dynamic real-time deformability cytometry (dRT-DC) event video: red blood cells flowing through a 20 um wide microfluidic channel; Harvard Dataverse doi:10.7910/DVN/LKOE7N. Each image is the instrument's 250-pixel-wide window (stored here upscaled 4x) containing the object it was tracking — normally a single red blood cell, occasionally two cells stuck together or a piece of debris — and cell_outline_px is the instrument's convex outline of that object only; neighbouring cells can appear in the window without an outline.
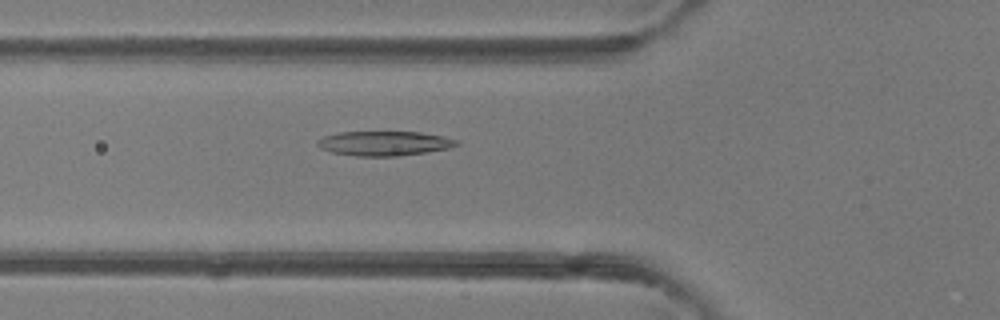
{"species": "common noctule bat (a hibernating species)", "species_latin": "Nyctalus noctula", "temperature_condition": "room temperature", "stored_images_in_passage": 49, "camera_frame_rate_fps": 3000, "um_per_image_px": 0.085, "animal": {"sex": "female"}, "frame": {"image": 1, "passage_image": 18, "time_ms": 5.667, "image_size_px": [1000, 320], "cell_outline_px": [[460, 144], [448, 148], [400, 156], [356, 156], [332, 152], [320, 148], [316, 144], [316, 140], [324, 136], [340, 132], [420, 132], [444, 136], [460, 140]], "centroid_in_image_um": [32.67, 12.18], "position_along_channel_um": 93.1, "area_um2": 19.94}}
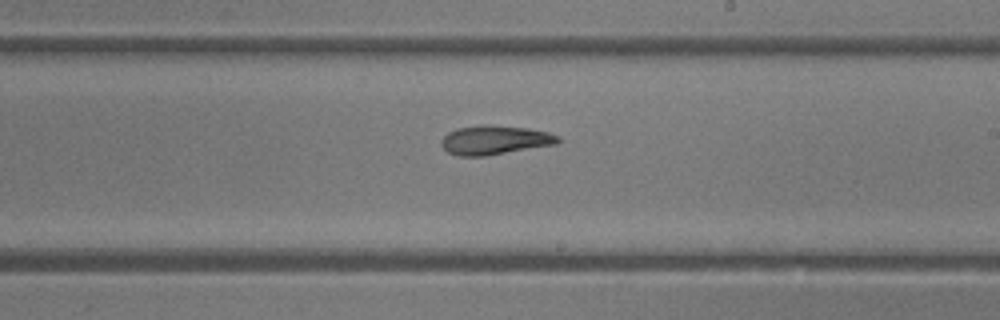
{"frame": {"image": 2, "passage_image": 29, "time_ms": 9.333, "image_size_px": [1000, 320], "cell_outline_px": [[560, 140], [556, 144], [484, 156], [456, 156], [448, 152], [440, 144], [440, 140], [448, 132], [456, 128], [528, 128], [548, 132], [560, 136]], "centroid_in_image_um": [42.05, 11.96], "position_along_channel_um": 247.0, "area_um2": 18.79}}
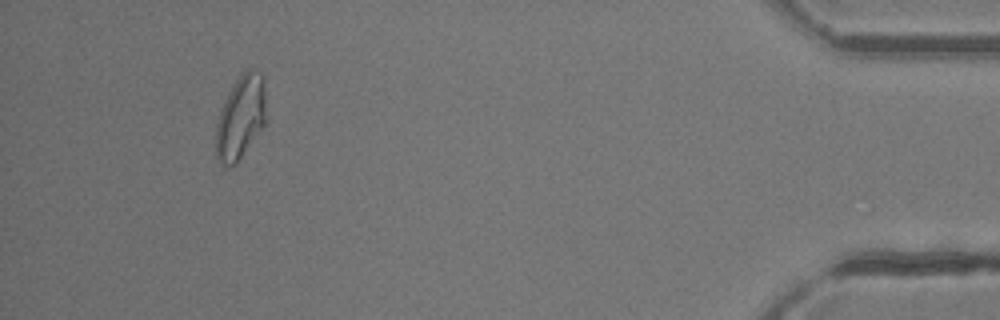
{"frame": {"image": 3, "passage_image": 46, "time_ms": 15.0, "image_size_px": [1000, 320], "cell_outline_px": [[264, 124], [236, 164], [224, 164], [216, 160], [216, 124], [224, 100], [236, 80], [248, 68], [252, 68], [260, 72], [264, 76]], "centroid_in_image_um": [20.44, 9.95], "position_along_channel_um": 414.8, "area_um2": 23.87}, "authors_computed_cell_mechanics": {"area_um2": 20.9236, "velocity_mm_per_s": 4.1861, "shape_relaxation_time_tau1_ms": 10.9459, "shape_relaxation_time_tau2_ms": 1.7532, "deformation_change_tau1": 0.3002, "deformation_change_tau2": 0.0679}}